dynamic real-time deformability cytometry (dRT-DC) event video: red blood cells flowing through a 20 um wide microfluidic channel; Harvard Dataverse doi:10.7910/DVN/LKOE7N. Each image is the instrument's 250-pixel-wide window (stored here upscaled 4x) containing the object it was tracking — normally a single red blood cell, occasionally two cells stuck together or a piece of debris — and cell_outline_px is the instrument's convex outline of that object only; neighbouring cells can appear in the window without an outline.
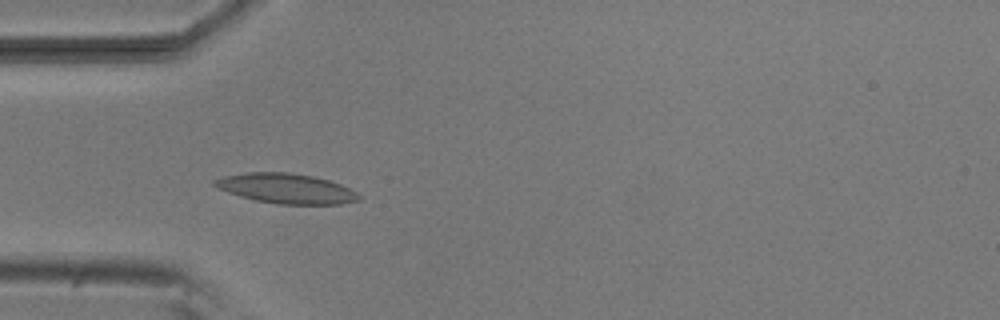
{"species": "common noctule bat (a hibernating species)", "species_latin": "Nyctalus noctula", "temperature_condition": "room temperature", "stored_images_in_passage": 39, "camera_frame_rate_fps": 3000, "um_per_image_px": 0.085, "animal": {"sex": "male", "body_mass_g": 20.5, "forearm_length_mm": 52.5}, "frame": {"image": 1, "passage_image": 4, "time_ms": 1.0, "image_size_px": [1000, 320], "cell_outline_px": [[360, 200], [340, 204], [276, 204], [256, 200], [240, 196], [228, 192], [212, 184], [212, 180], [224, 176], [248, 172], [288, 172], [312, 176], [328, 180], [340, 184], [356, 192], [360, 196]], "centroid_in_image_um": [24.32, 16.02], "position_along_channel_um": 60.7, "area_um2": 24.97}}
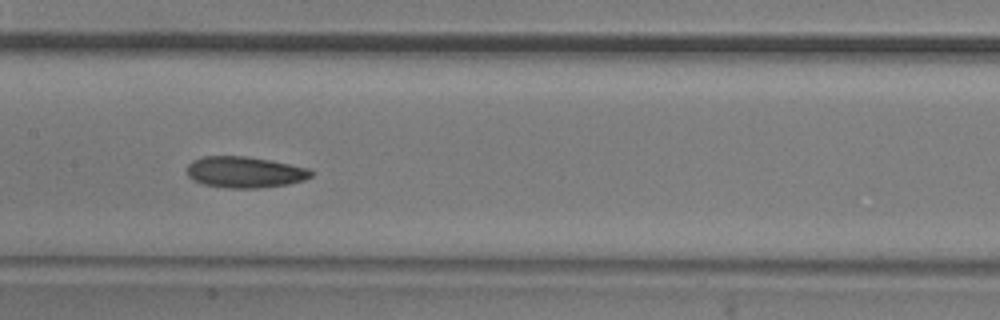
{"frame": {"image": 2, "passage_image": 14, "time_ms": 4.333, "image_size_px": [1000, 320], "cell_outline_px": [[312, 176], [304, 180], [288, 184], [260, 188], [228, 188], [204, 184], [188, 176], [188, 164], [192, 160], [204, 156], [244, 156], [268, 160], [308, 168], [312, 172]], "centroid_in_image_um": [20.8, 14.63], "position_along_channel_um": 186.6, "area_um2": 22.31}}
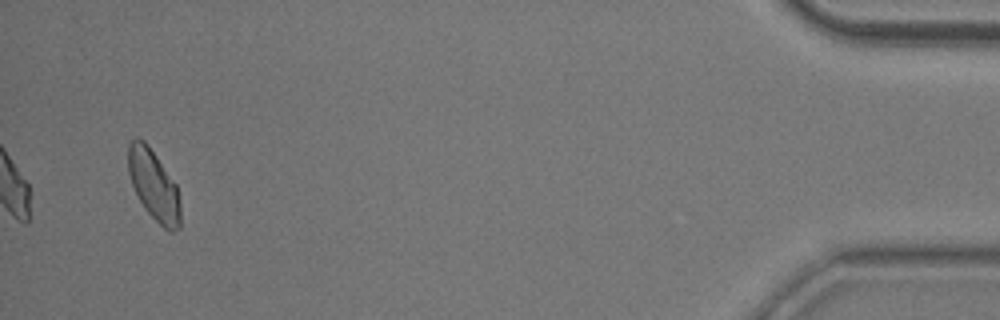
{"frame": {"image": 3, "passage_image": 39, "time_ms": 12.667, "image_size_px": [1000, 320], "cell_outline_px": [[180, 228], [172, 232], [168, 232], [144, 208], [132, 184], [128, 172], [128, 144], [136, 136], [144, 140], [148, 144], [176, 184], [180, 204]], "centroid_in_image_um": [13.07, 15.73], "position_along_channel_um": 422.1, "area_um2": 21.33}, "authors_computed_cell_mechanics": {"area_um2": 21.8484, "velocity_mm_per_s": 3.8054, "shape_relaxation_time_tau1_ms": null, "shape_relaxation_time_tau2_ms": 3.9915, "deformation_change_tau1": null, "deformation_change_tau2": 0.1024}}